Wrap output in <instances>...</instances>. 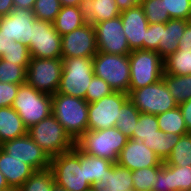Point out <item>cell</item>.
I'll return each instance as SVG.
<instances>
[{
	"label": "cell",
	"instance_id": "6da1fadb",
	"mask_svg": "<svg viewBox=\"0 0 191 191\" xmlns=\"http://www.w3.org/2000/svg\"><path fill=\"white\" fill-rule=\"evenodd\" d=\"M88 105L85 99L78 97L52 95V115L74 142L88 130Z\"/></svg>",
	"mask_w": 191,
	"mask_h": 191
},
{
	"label": "cell",
	"instance_id": "7a4b0ae2",
	"mask_svg": "<svg viewBox=\"0 0 191 191\" xmlns=\"http://www.w3.org/2000/svg\"><path fill=\"white\" fill-rule=\"evenodd\" d=\"M50 169L55 183L68 191H87L92 188L85 179L84 156L75 147L52 157Z\"/></svg>",
	"mask_w": 191,
	"mask_h": 191
},
{
	"label": "cell",
	"instance_id": "3957f363",
	"mask_svg": "<svg viewBox=\"0 0 191 191\" xmlns=\"http://www.w3.org/2000/svg\"><path fill=\"white\" fill-rule=\"evenodd\" d=\"M127 141L128 137L113 127L104 130H87L75 144L89 155L116 163L119 153Z\"/></svg>",
	"mask_w": 191,
	"mask_h": 191
},
{
	"label": "cell",
	"instance_id": "277c9868",
	"mask_svg": "<svg viewBox=\"0 0 191 191\" xmlns=\"http://www.w3.org/2000/svg\"><path fill=\"white\" fill-rule=\"evenodd\" d=\"M11 107L29 129L52 114V95L42 93L24 83L19 86Z\"/></svg>",
	"mask_w": 191,
	"mask_h": 191
},
{
	"label": "cell",
	"instance_id": "5b68a950",
	"mask_svg": "<svg viewBox=\"0 0 191 191\" xmlns=\"http://www.w3.org/2000/svg\"><path fill=\"white\" fill-rule=\"evenodd\" d=\"M34 142L52 158L74 148L75 142L51 114L27 130Z\"/></svg>",
	"mask_w": 191,
	"mask_h": 191
},
{
	"label": "cell",
	"instance_id": "8992f818",
	"mask_svg": "<svg viewBox=\"0 0 191 191\" xmlns=\"http://www.w3.org/2000/svg\"><path fill=\"white\" fill-rule=\"evenodd\" d=\"M63 68L56 93L85 99L93 79V59L84 57L62 58Z\"/></svg>",
	"mask_w": 191,
	"mask_h": 191
},
{
	"label": "cell",
	"instance_id": "52a82bcc",
	"mask_svg": "<svg viewBox=\"0 0 191 191\" xmlns=\"http://www.w3.org/2000/svg\"><path fill=\"white\" fill-rule=\"evenodd\" d=\"M93 59L94 75L106 81L114 91L129 93V55L97 52Z\"/></svg>",
	"mask_w": 191,
	"mask_h": 191
},
{
	"label": "cell",
	"instance_id": "ba28073f",
	"mask_svg": "<svg viewBox=\"0 0 191 191\" xmlns=\"http://www.w3.org/2000/svg\"><path fill=\"white\" fill-rule=\"evenodd\" d=\"M130 86L139 89L154 84L164 74V59L156 51L133 50L129 54Z\"/></svg>",
	"mask_w": 191,
	"mask_h": 191
},
{
	"label": "cell",
	"instance_id": "9c48e42d",
	"mask_svg": "<svg viewBox=\"0 0 191 191\" xmlns=\"http://www.w3.org/2000/svg\"><path fill=\"white\" fill-rule=\"evenodd\" d=\"M129 100L141 113L159 115L178 106L163 79L139 89H129Z\"/></svg>",
	"mask_w": 191,
	"mask_h": 191
},
{
	"label": "cell",
	"instance_id": "30bf717a",
	"mask_svg": "<svg viewBox=\"0 0 191 191\" xmlns=\"http://www.w3.org/2000/svg\"><path fill=\"white\" fill-rule=\"evenodd\" d=\"M62 68V58L31 57L26 69V83L42 93L54 95L60 84Z\"/></svg>",
	"mask_w": 191,
	"mask_h": 191
},
{
	"label": "cell",
	"instance_id": "8fae6325",
	"mask_svg": "<svg viewBox=\"0 0 191 191\" xmlns=\"http://www.w3.org/2000/svg\"><path fill=\"white\" fill-rule=\"evenodd\" d=\"M129 99L127 93L114 91L99 101L88 105V130L113 128L122 105Z\"/></svg>",
	"mask_w": 191,
	"mask_h": 191
},
{
	"label": "cell",
	"instance_id": "7c38bea8",
	"mask_svg": "<svg viewBox=\"0 0 191 191\" xmlns=\"http://www.w3.org/2000/svg\"><path fill=\"white\" fill-rule=\"evenodd\" d=\"M29 52L34 58H61V35L53 23L36 19L33 23Z\"/></svg>",
	"mask_w": 191,
	"mask_h": 191
},
{
	"label": "cell",
	"instance_id": "4fadbf2b",
	"mask_svg": "<svg viewBox=\"0 0 191 191\" xmlns=\"http://www.w3.org/2000/svg\"><path fill=\"white\" fill-rule=\"evenodd\" d=\"M93 26L99 52L115 55H129L132 52L120 16L95 23Z\"/></svg>",
	"mask_w": 191,
	"mask_h": 191
},
{
	"label": "cell",
	"instance_id": "5bb4252c",
	"mask_svg": "<svg viewBox=\"0 0 191 191\" xmlns=\"http://www.w3.org/2000/svg\"><path fill=\"white\" fill-rule=\"evenodd\" d=\"M0 147L11 157L28 164L34 171L50 168L51 158L28 134L5 141Z\"/></svg>",
	"mask_w": 191,
	"mask_h": 191
},
{
	"label": "cell",
	"instance_id": "9a60e30c",
	"mask_svg": "<svg viewBox=\"0 0 191 191\" xmlns=\"http://www.w3.org/2000/svg\"><path fill=\"white\" fill-rule=\"evenodd\" d=\"M61 58H93L97 52L96 33L93 24L85 25L61 36Z\"/></svg>",
	"mask_w": 191,
	"mask_h": 191
},
{
	"label": "cell",
	"instance_id": "2e32d148",
	"mask_svg": "<svg viewBox=\"0 0 191 191\" xmlns=\"http://www.w3.org/2000/svg\"><path fill=\"white\" fill-rule=\"evenodd\" d=\"M35 20L33 10L14 7L9 15L2 16L0 32L29 47Z\"/></svg>",
	"mask_w": 191,
	"mask_h": 191
},
{
	"label": "cell",
	"instance_id": "e0dca14e",
	"mask_svg": "<svg viewBox=\"0 0 191 191\" xmlns=\"http://www.w3.org/2000/svg\"><path fill=\"white\" fill-rule=\"evenodd\" d=\"M118 165L131 171L152 166H161L163 162L153 150L146 147L143 141L128 138L126 145L119 153Z\"/></svg>",
	"mask_w": 191,
	"mask_h": 191
},
{
	"label": "cell",
	"instance_id": "ac0fdd59",
	"mask_svg": "<svg viewBox=\"0 0 191 191\" xmlns=\"http://www.w3.org/2000/svg\"><path fill=\"white\" fill-rule=\"evenodd\" d=\"M120 17L130 50H143V41H146L149 24L142 6L130 7L122 11Z\"/></svg>",
	"mask_w": 191,
	"mask_h": 191
},
{
	"label": "cell",
	"instance_id": "d6986e66",
	"mask_svg": "<svg viewBox=\"0 0 191 191\" xmlns=\"http://www.w3.org/2000/svg\"><path fill=\"white\" fill-rule=\"evenodd\" d=\"M153 191H191V165H161Z\"/></svg>",
	"mask_w": 191,
	"mask_h": 191
},
{
	"label": "cell",
	"instance_id": "ffe728a7",
	"mask_svg": "<svg viewBox=\"0 0 191 191\" xmlns=\"http://www.w3.org/2000/svg\"><path fill=\"white\" fill-rule=\"evenodd\" d=\"M79 9L84 19L93 25L121 14L115 0H81Z\"/></svg>",
	"mask_w": 191,
	"mask_h": 191
},
{
	"label": "cell",
	"instance_id": "44dd1931",
	"mask_svg": "<svg viewBox=\"0 0 191 191\" xmlns=\"http://www.w3.org/2000/svg\"><path fill=\"white\" fill-rule=\"evenodd\" d=\"M0 171L10 187L19 188L35 172L28 164L11 157L0 147Z\"/></svg>",
	"mask_w": 191,
	"mask_h": 191
},
{
	"label": "cell",
	"instance_id": "7402d4cb",
	"mask_svg": "<svg viewBox=\"0 0 191 191\" xmlns=\"http://www.w3.org/2000/svg\"><path fill=\"white\" fill-rule=\"evenodd\" d=\"M92 188L96 191H134L132 171L114 163Z\"/></svg>",
	"mask_w": 191,
	"mask_h": 191
},
{
	"label": "cell",
	"instance_id": "603a6c76",
	"mask_svg": "<svg viewBox=\"0 0 191 191\" xmlns=\"http://www.w3.org/2000/svg\"><path fill=\"white\" fill-rule=\"evenodd\" d=\"M189 21L183 19H170L162 23V36L159 41L157 53L165 59L178 49L179 39L182 37Z\"/></svg>",
	"mask_w": 191,
	"mask_h": 191
},
{
	"label": "cell",
	"instance_id": "cb8c5ba5",
	"mask_svg": "<svg viewBox=\"0 0 191 191\" xmlns=\"http://www.w3.org/2000/svg\"><path fill=\"white\" fill-rule=\"evenodd\" d=\"M27 130L16 110L11 106L0 108V145L26 135Z\"/></svg>",
	"mask_w": 191,
	"mask_h": 191
},
{
	"label": "cell",
	"instance_id": "d4e9b609",
	"mask_svg": "<svg viewBox=\"0 0 191 191\" xmlns=\"http://www.w3.org/2000/svg\"><path fill=\"white\" fill-rule=\"evenodd\" d=\"M87 21L80 12L79 6H63L53 22L55 30L61 35L85 25Z\"/></svg>",
	"mask_w": 191,
	"mask_h": 191
},
{
	"label": "cell",
	"instance_id": "484cf974",
	"mask_svg": "<svg viewBox=\"0 0 191 191\" xmlns=\"http://www.w3.org/2000/svg\"><path fill=\"white\" fill-rule=\"evenodd\" d=\"M74 147L84 156L85 179L91 186L99 182L106 175V170L114 164L107 159L83 152L76 144Z\"/></svg>",
	"mask_w": 191,
	"mask_h": 191
},
{
	"label": "cell",
	"instance_id": "4316f807",
	"mask_svg": "<svg viewBox=\"0 0 191 191\" xmlns=\"http://www.w3.org/2000/svg\"><path fill=\"white\" fill-rule=\"evenodd\" d=\"M181 136L173 133H164L159 130V134L145 138L143 143L146 147L153 150L162 162H165Z\"/></svg>",
	"mask_w": 191,
	"mask_h": 191
},
{
	"label": "cell",
	"instance_id": "83f0119b",
	"mask_svg": "<svg viewBox=\"0 0 191 191\" xmlns=\"http://www.w3.org/2000/svg\"><path fill=\"white\" fill-rule=\"evenodd\" d=\"M162 79L178 105L191 99V74L178 76L164 73Z\"/></svg>",
	"mask_w": 191,
	"mask_h": 191
},
{
	"label": "cell",
	"instance_id": "f1b7e54d",
	"mask_svg": "<svg viewBox=\"0 0 191 191\" xmlns=\"http://www.w3.org/2000/svg\"><path fill=\"white\" fill-rule=\"evenodd\" d=\"M157 120L159 129L164 133H173L182 136L189 133L179 106L157 115Z\"/></svg>",
	"mask_w": 191,
	"mask_h": 191
},
{
	"label": "cell",
	"instance_id": "f546056e",
	"mask_svg": "<svg viewBox=\"0 0 191 191\" xmlns=\"http://www.w3.org/2000/svg\"><path fill=\"white\" fill-rule=\"evenodd\" d=\"M164 73L172 75H190L191 74V51L176 50L164 59Z\"/></svg>",
	"mask_w": 191,
	"mask_h": 191
},
{
	"label": "cell",
	"instance_id": "4dcf8cb0",
	"mask_svg": "<svg viewBox=\"0 0 191 191\" xmlns=\"http://www.w3.org/2000/svg\"><path fill=\"white\" fill-rule=\"evenodd\" d=\"M140 113L136 106L128 99L120 109V115L116 120L115 127L126 137L131 138Z\"/></svg>",
	"mask_w": 191,
	"mask_h": 191
},
{
	"label": "cell",
	"instance_id": "1f68e13d",
	"mask_svg": "<svg viewBox=\"0 0 191 191\" xmlns=\"http://www.w3.org/2000/svg\"><path fill=\"white\" fill-rule=\"evenodd\" d=\"M55 184L53 172L50 168L35 171L21 187L19 191H52Z\"/></svg>",
	"mask_w": 191,
	"mask_h": 191
},
{
	"label": "cell",
	"instance_id": "d6a6232c",
	"mask_svg": "<svg viewBox=\"0 0 191 191\" xmlns=\"http://www.w3.org/2000/svg\"><path fill=\"white\" fill-rule=\"evenodd\" d=\"M164 163L173 166L191 165V133L180 137Z\"/></svg>",
	"mask_w": 191,
	"mask_h": 191
},
{
	"label": "cell",
	"instance_id": "836d02e7",
	"mask_svg": "<svg viewBox=\"0 0 191 191\" xmlns=\"http://www.w3.org/2000/svg\"><path fill=\"white\" fill-rule=\"evenodd\" d=\"M157 116L154 114L140 113L131 139L143 141L145 138L159 134Z\"/></svg>",
	"mask_w": 191,
	"mask_h": 191
},
{
	"label": "cell",
	"instance_id": "e575fe53",
	"mask_svg": "<svg viewBox=\"0 0 191 191\" xmlns=\"http://www.w3.org/2000/svg\"><path fill=\"white\" fill-rule=\"evenodd\" d=\"M160 168L161 166H152L132 171L134 191H153Z\"/></svg>",
	"mask_w": 191,
	"mask_h": 191
},
{
	"label": "cell",
	"instance_id": "d590c367",
	"mask_svg": "<svg viewBox=\"0 0 191 191\" xmlns=\"http://www.w3.org/2000/svg\"><path fill=\"white\" fill-rule=\"evenodd\" d=\"M140 5L148 24L166 23L171 19L168 11H165L164 0H143Z\"/></svg>",
	"mask_w": 191,
	"mask_h": 191
},
{
	"label": "cell",
	"instance_id": "8d00e7d4",
	"mask_svg": "<svg viewBox=\"0 0 191 191\" xmlns=\"http://www.w3.org/2000/svg\"><path fill=\"white\" fill-rule=\"evenodd\" d=\"M0 82L24 84L26 83V70L20 65L0 58Z\"/></svg>",
	"mask_w": 191,
	"mask_h": 191
},
{
	"label": "cell",
	"instance_id": "74e56055",
	"mask_svg": "<svg viewBox=\"0 0 191 191\" xmlns=\"http://www.w3.org/2000/svg\"><path fill=\"white\" fill-rule=\"evenodd\" d=\"M62 5L59 0H36L33 13L36 19L53 23Z\"/></svg>",
	"mask_w": 191,
	"mask_h": 191
},
{
	"label": "cell",
	"instance_id": "f35d334b",
	"mask_svg": "<svg viewBox=\"0 0 191 191\" xmlns=\"http://www.w3.org/2000/svg\"><path fill=\"white\" fill-rule=\"evenodd\" d=\"M1 59L20 65L26 70L31 59L29 47L22 42L13 41V44L9 50L2 55Z\"/></svg>",
	"mask_w": 191,
	"mask_h": 191
},
{
	"label": "cell",
	"instance_id": "ab89813d",
	"mask_svg": "<svg viewBox=\"0 0 191 191\" xmlns=\"http://www.w3.org/2000/svg\"><path fill=\"white\" fill-rule=\"evenodd\" d=\"M171 19L191 20V0H164Z\"/></svg>",
	"mask_w": 191,
	"mask_h": 191
},
{
	"label": "cell",
	"instance_id": "60d3db41",
	"mask_svg": "<svg viewBox=\"0 0 191 191\" xmlns=\"http://www.w3.org/2000/svg\"><path fill=\"white\" fill-rule=\"evenodd\" d=\"M112 92H114V90L106 81L100 77L94 76L87 88L85 100L88 103H93L99 101L105 96L110 95Z\"/></svg>",
	"mask_w": 191,
	"mask_h": 191
},
{
	"label": "cell",
	"instance_id": "b9f144b4",
	"mask_svg": "<svg viewBox=\"0 0 191 191\" xmlns=\"http://www.w3.org/2000/svg\"><path fill=\"white\" fill-rule=\"evenodd\" d=\"M162 36V23L149 24L146 31V41H143V50L156 51Z\"/></svg>",
	"mask_w": 191,
	"mask_h": 191
},
{
	"label": "cell",
	"instance_id": "7bdbcfd3",
	"mask_svg": "<svg viewBox=\"0 0 191 191\" xmlns=\"http://www.w3.org/2000/svg\"><path fill=\"white\" fill-rule=\"evenodd\" d=\"M20 85L21 84L0 82V108L12 105Z\"/></svg>",
	"mask_w": 191,
	"mask_h": 191
},
{
	"label": "cell",
	"instance_id": "ee69618b",
	"mask_svg": "<svg viewBox=\"0 0 191 191\" xmlns=\"http://www.w3.org/2000/svg\"><path fill=\"white\" fill-rule=\"evenodd\" d=\"M177 50L191 51V20L187 23L184 33L179 39Z\"/></svg>",
	"mask_w": 191,
	"mask_h": 191
},
{
	"label": "cell",
	"instance_id": "f6af8a7d",
	"mask_svg": "<svg viewBox=\"0 0 191 191\" xmlns=\"http://www.w3.org/2000/svg\"><path fill=\"white\" fill-rule=\"evenodd\" d=\"M178 106L182 112L186 128L188 132L191 133V99H188Z\"/></svg>",
	"mask_w": 191,
	"mask_h": 191
},
{
	"label": "cell",
	"instance_id": "bcb514c9",
	"mask_svg": "<svg viewBox=\"0 0 191 191\" xmlns=\"http://www.w3.org/2000/svg\"><path fill=\"white\" fill-rule=\"evenodd\" d=\"M13 38L7 37L6 35L0 32V58L2 55L9 50L13 44Z\"/></svg>",
	"mask_w": 191,
	"mask_h": 191
},
{
	"label": "cell",
	"instance_id": "7dc6e473",
	"mask_svg": "<svg viewBox=\"0 0 191 191\" xmlns=\"http://www.w3.org/2000/svg\"><path fill=\"white\" fill-rule=\"evenodd\" d=\"M120 12L127 10L130 7L140 5L143 0H115Z\"/></svg>",
	"mask_w": 191,
	"mask_h": 191
},
{
	"label": "cell",
	"instance_id": "c3c4849f",
	"mask_svg": "<svg viewBox=\"0 0 191 191\" xmlns=\"http://www.w3.org/2000/svg\"><path fill=\"white\" fill-rule=\"evenodd\" d=\"M14 8L13 0H0V15L6 16Z\"/></svg>",
	"mask_w": 191,
	"mask_h": 191
},
{
	"label": "cell",
	"instance_id": "681fc988",
	"mask_svg": "<svg viewBox=\"0 0 191 191\" xmlns=\"http://www.w3.org/2000/svg\"><path fill=\"white\" fill-rule=\"evenodd\" d=\"M36 0H13L14 7L33 10Z\"/></svg>",
	"mask_w": 191,
	"mask_h": 191
},
{
	"label": "cell",
	"instance_id": "f907efd6",
	"mask_svg": "<svg viewBox=\"0 0 191 191\" xmlns=\"http://www.w3.org/2000/svg\"><path fill=\"white\" fill-rule=\"evenodd\" d=\"M63 6H79L81 0H59Z\"/></svg>",
	"mask_w": 191,
	"mask_h": 191
},
{
	"label": "cell",
	"instance_id": "816d5d0a",
	"mask_svg": "<svg viewBox=\"0 0 191 191\" xmlns=\"http://www.w3.org/2000/svg\"><path fill=\"white\" fill-rule=\"evenodd\" d=\"M8 188H10V186L8 185L6 178L0 171V191H4Z\"/></svg>",
	"mask_w": 191,
	"mask_h": 191
},
{
	"label": "cell",
	"instance_id": "f5cc1de1",
	"mask_svg": "<svg viewBox=\"0 0 191 191\" xmlns=\"http://www.w3.org/2000/svg\"><path fill=\"white\" fill-rule=\"evenodd\" d=\"M52 191H68V190H66L64 187H61L55 183Z\"/></svg>",
	"mask_w": 191,
	"mask_h": 191
},
{
	"label": "cell",
	"instance_id": "db71d44e",
	"mask_svg": "<svg viewBox=\"0 0 191 191\" xmlns=\"http://www.w3.org/2000/svg\"><path fill=\"white\" fill-rule=\"evenodd\" d=\"M4 191H19V190L16 187H10V188H8V189H6Z\"/></svg>",
	"mask_w": 191,
	"mask_h": 191
},
{
	"label": "cell",
	"instance_id": "11a10c76",
	"mask_svg": "<svg viewBox=\"0 0 191 191\" xmlns=\"http://www.w3.org/2000/svg\"><path fill=\"white\" fill-rule=\"evenodd\" d=\"M87 191H96V190H94L93 188H91V189H89V190H87Z\"/></svg>",
	"mask_w": 191,
	"mask_h": 191
}]
</instances>
